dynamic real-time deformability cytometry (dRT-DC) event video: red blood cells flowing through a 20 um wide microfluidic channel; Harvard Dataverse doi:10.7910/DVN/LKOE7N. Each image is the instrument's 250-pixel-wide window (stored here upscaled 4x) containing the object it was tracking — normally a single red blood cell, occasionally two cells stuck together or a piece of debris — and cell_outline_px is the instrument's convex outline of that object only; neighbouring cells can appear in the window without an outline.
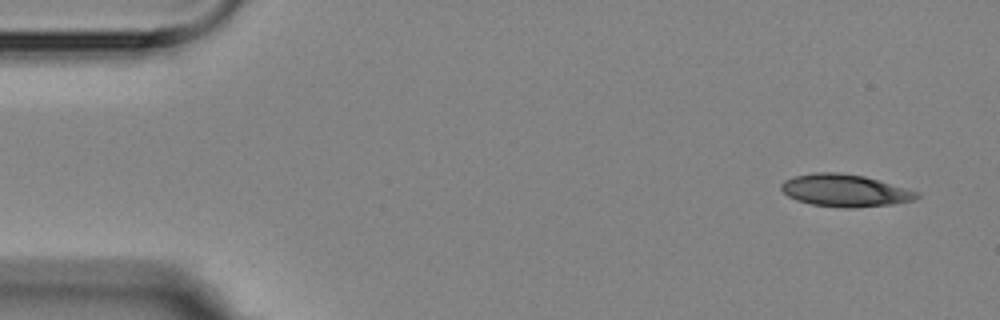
{"species": "Egyptian fruit bat (a non-hibernating species)", "species_latin": "Rousettus aegyptiacus", "temperature_condition": "room temperature", "stored_images_in_passage": 16, "camera_frame_rate_fps": 3000, "um_per_image_px": 0.085, "animal": {"sex": "female"}, "frame": {"image": 1, "passage_image": 1, "time_ms": 0.0, "image_size_px": [1000, 320], "cell_outline_px": [[920, 196], [916, 200], [896, 204], [856, 208], [844, 208], [812, 204], [796, 200], [788, 196], [780, 188], [780, 184], [784, 180], [792, 176], [812, 172], [840, 172], [864, 176], [920, 192]], "centroid_in_image_um": [71.83, 16.19], "position_along_channel_um": 13.2, "area_um2": 25.89}}
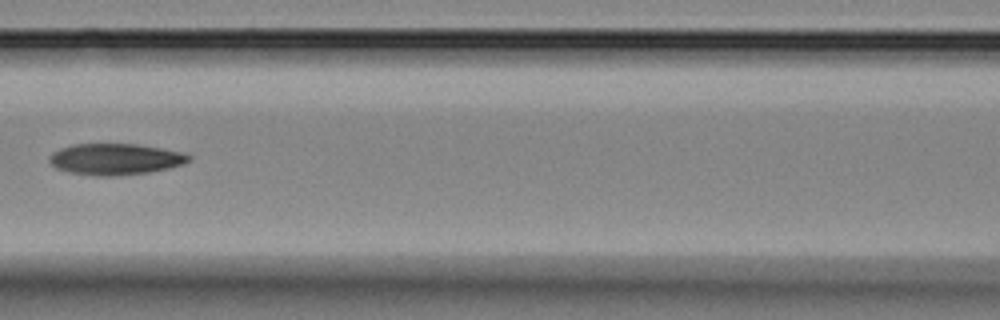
{"frame": {"image": 2, "passage_image": 7, "time_ms": 7.0, "image_size_px": [1000, 320], "cell_outline_px": [[192, 160], [184, 164], [168, 168], [148, 172], [116, 176], [96, 176], [68, 172], [56, 168], [48, 160], [48, 156], [52, 152], [60, 148], [72, 144], [136, 144], [184, 152], [192, 156]], "centroid_in_image_um": [9.8, 13.53], "position_along_channel_um": 156.8, "area_um2": 25.61}}
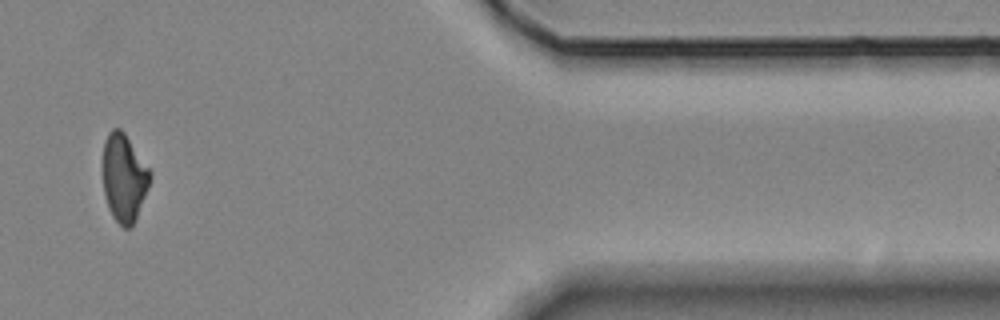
{"frame": {"image": 3, "passage_image": 14, "time_ms": 15.0, "image_size_px": [1000, 320], "cell_outline_px": [[152, 176], [136, 216], [132, 224], [128, 228], [124, 228], [112, 216], [108, 208], [104, 192], [104, 140], [108, 132], [112, 128], [120, 128], [124, 132], [152, 172]], "centroid_in_image_um": [10.54, 15.07], "position_along_channel_um": 400.9, "area_um2": 23.7}, "authors_computed_cell_mechanics": {"area_um2": 25.3164, "velocity_mm_per_s": 3.5575, "shape_relaxation_time_tau1_ms": 5.3398, "shape_relaxation_time_tau2_ms": 11.0227, "deformation_change_tau1": 0.1565, "deformation_change_tau2": 0.2047}}